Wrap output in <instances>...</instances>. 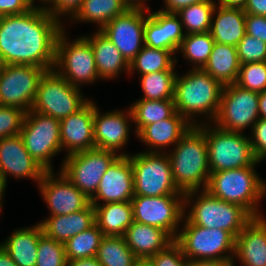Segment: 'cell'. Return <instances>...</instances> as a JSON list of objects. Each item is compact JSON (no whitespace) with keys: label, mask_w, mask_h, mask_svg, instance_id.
Wrapping results in <instances>:
<instances>
[{"label":"cell","mask_w":266,"mask_h":266,"mask_svg":"<svg viewBox=\"0 0 266 266\" xmlns=\"http://www.w3.org/2000/svg\"><path fill=\"white\" fill-rule=\"evenodd\" d=\"M137 135L145 126L173 117L177 111L174 100L138 99L129 107Z\"/></svg>","instance_id":"obj_33"},{"label":"cell","mask_w":266,"mask_h":266,"mask_svg":"<svg viewBox=\"0 0 266 266\" xmlns=\"http://www.w3.org/2000/svg\"><path fill=\"white\" fill-rule=\"evenodd\" d=\"M247 0H218L221 6L233 7V8H243Z\"/></svg>","instance_id":"obj_54"},{"label":"cell","mask_w":266,"mask_h":266,"mask_svg":"<svg viewBox=\"0 0 266 266\" xmlns=\"http://www.w3.org/2000/svg\"><path fill=\"white\" fill-rule=\"evenodd\" d=\"M241 266H266V219L254 217L235 238V254Z\"/></svg>","instance_id":"obj_23"},{"label":"cell","mask_w":266,"mask_h":266,"mask_svg":"<svg viewBox=\"0 0 266 266\" xmlns=\"http://www.w3.org/2000/svg\"><path fill=\"white\" fill-rule=\"evenodd\" d=\"M93 35H83L91 44L98 75L101 80H114L121 72L129 74V63L116 46L99 30Z\"/></svg>","instance_id":"obj_28"},{"label":"cell","mask_w":266,"mask_h":266,"mask_svg":"<svg viewBox=\"0 0 266 266\" xmlns=\"http://www.w3.org/2000/svg\"><path fill=\"white\" fill-rule=\"evenodd\" d=\"M66 33L64 26L56 40L53 69L76 88L95 83L100 77L90 42L82 35L71 41Z\"/></svg>","instance_id":"obj_6"},{"label":"cell","mask_w":266,"mask_h":266,"mask_svg":"<svg viewBox=\"0 0 266 266\" xmlns=\"http://www.w3.org/2000/svg\"><path fill=\"white\" fill-rule=\"evenodd\" d=\"M176 55L166 49H155L143 46L141 51L129 63V74L134 71L145 75L158 71H175Z\"/></svg>","instance_id":"obj_34"},{"label":"cell","mask_w":266,"mask_h":266,"mask_svg":"<svg viewBox=\"0 0 266 266\" xmlns=\"http://www.w3.org/2000/svg\"><path fill=\"white\" fill-rule=\"evenodd\" d=\"M191 127L192 125L177 112L173 117L145 126L136 136L149 147L146 152L165 153V150L172 144L173 148Z\"/></svg>","instance_id":"obj_24"},{"label":"cell","mask_w":266,"mask_h":266,"mask_svg":"<svg viewBox=\"0 0 266 266\" xmlns=\"http://www.w3.org/2000/svg\"><path fill=\"white\" fill-rule=\"evenodd\" d=\"M214 43L210 32L187 34L178 53L181 52L183 58H186L190 65H194L191 68L202 69L210 57Z\"/></svg>","instance_id":"obj_37"},{"label":"cell","mask_w":266,"mask_h":266,"mask_svg":"<svg viewBox=\"0 0 266 266\" xmlns=\"http://www.w3.org/2000/svg\"><path fill=\"white\" fill-rule=\"evenodd\" d=\"M128 156L133 169L134 196L184 195L174 183L166 152L139 151Z\"/></svg>","instance_id":"obj_9"},{"label":"cell","mask_w":266,"mask_h":266,"mask_svg":"<svg viewBox=\"0 0 266 266\" xmlns=\"http://www.w3.org/2000/svg\"><path fill=\"white\" fill-rule=\"evenodd\" d=\"M95 257L102 266H135L138 259L123 236H104Z\"/></svg>","instance_id":"obj_35"},{"label":"cell","mask_w":266,"mask_h":266,"mask_svg":"<svg viewBox=\"0 0 266 266\" xmlns=\"http://www.w3.org/2000/svg\"><path fill=\"white\" fill-rule=\"evenodd\" d=\"M6 187H7V183L3 177V174L0 170V209L2 208L3 204V197L5 196L4 193H5V190H6Z\"/></svg>","instance_id":"obj_57"},{"label":"cell","mask_w":266,"mask_h":266,"mask_svg":"<svg viewBox=\"0 0 266 266\" xmlns=\"http://www.w3.org/2000/svg\"><path fill=\"white\" fill-rule=\"evenodd\" d=\"M95 223V208L92 204L71 214L49 216L40 222L47 237L63 244Z\"/></svg>","instance_id":"obj_26"},{"label":"cell","mask_w":266,"mask_h":266,"mask_svg":"<svg viewBox=\"0 0 266 266\" xmlns=\"http://www.w3.org/2000/svg\"><path fill=\"white\" fill-rule=\"evenodd\" d=\"M93 122L95 148L110 150L118 155H129L126 151L123 153L122 149L128 144L129 129L132 126L130 122H133L130 108L126 111L113 110L103 114L95 103ZM119 150L122 153H119Z\"/></svg>","instance_id":"obj_18"},{"label":"cell","mask_w":266,"mask_h":266,"mask_svg":"<svg viewBox=\"0 0 266 266\" xmlns=\"http://www.w3.org/2000/svg\"><path fill=\"white\" fill-rule=\"evenodd\" d=\"M205 0H164V8L160 9V11L168 12V13H176L181 8L190 6L194 3H198Z\"/></svg>","instance_id":"obj_49"},{"label":"cell","mask_w":266,"mask_h":266,"mask_svg":"<svg viewBox=\"0 0 266 266\" xmlns=\"http://www.w3.org/2000/svg\"><path fill=\"white\" fill-rule=\"evenodd\" d=\"M259 120V93L237 84L224 86L220 108L213 124L234 132H243Z\"/></svg>","instance_id":"obj_13"},{"label":"cell","mask_w":266,"mask_h":266,"mask_svg":"<svg viewBox=\"0 0 266 266\" xmlns=\"http://www.w3.org/2000/svg\"><path fill=\"white\" fill-rule=\"evenodd\" d=\"M166 153L174 183L181 193L206 189L211 172L208 165L205 122L192 126L173 150Z\"/></svg>","instance_id":"obj_3"},{"label":"cell","mask_w":266,"mask_h":266,"mask_svg":"<svg viewBox=\"0 0 266 266\" xmlns=\"http://www.w3.org/2000/svg\"><path fill=\"white\" fill-rule=\"evenodd\" d=\"M43 234L39 222L34 226L13 231L0 246L10 254L18 266H36L38 241Z\"/></svg>","instance_id":"obj_29"},{"label":"cell","mask_w":266,"mask_h":266,"mask_svg":"<svg viewBox=\"0 0 266 266\" xmlns=\"http://www.w3.org/2000/svg\"><path fill=\"white\" fill-rule=\"evenodd\" d=\"M64 23L44 9L0 17V65H31L53 70L56 40Z\"/></svg>","instance_id":"obj_1"},{"label":"cell","mask_w":266,"mask_h":266,"mask_svg":"<svg viewBox=\"0 0 266 266\" xmlns=\"http://www.w3.org/2000/svg\"><path fill=\"white\" fill-rule=\"evenodd\" d=\"M67 266H102L96 257L76 259L67 262Z\"/></svg>","instance_id":"obj_52"},{"label":"cell","mask_w":266,"mask_h":266,"mask_svg":"<svg viewBox=\"0 0 266 266\" xmlns=\"http://www.w3.org/2000/svg\"><path fill=\"white\" fill-rule=\"evenodd\" d=\"M24 116L21 108L0 105V139L20 134Z\"/></svg>","instance_id":"obj_43"},{"label":"cell","mask_w":266,"mask_h":266,"mask_svg":"<svg viewBox=\"0 0 266 266\" xmlns=\"http://www.w3.org/2000/svg\"><path fill=\"white\" fill-rule=\"evenodd\" d=\"M123 237L138 259H148L174 242V239L161 228L135 221L127 228Z\"/></svg>","instance_id":"obj_25"},{"label":"cell","mask_w":266,"mask_h":266,"mask_svg":"<svg viewBox=\"0 0 266 266\" xmlns=\"http://www.w3.org/2000/svg\"><path fill=\"white\" fill-rule=\"evenodd\" d=\"M103 237V232L95 223L87 230L70 238L64 244L67 262L76 259L95 257Z\"/></svg>","instance_id":"obj_38"},{"label":"cell","mask_w":266,"mask_h":266,"mask_svg":"<svg viewBox=\"0 0 266 266\" xmlns=\"http://www.w3.org/2000/svg\"><path fill=\"white\" fill-rule=\"evenodd\" d=\"M216 0H205L181 8L176 14L179 16L184 33H205L210 31L211 19Z\"/></svg>","instance_id":"obj_36"},{"label":"cell","mask_w":266,"mask_h":266,"mask_svg":"<svg viewBox=\"0 0 266 266\" xmlns=\"http://www.w3.org/2000/svg\"><path fill=\"white\" fill-rule=\"evenodd\" d=\"M56 175L54 171L46 172L38 183L50 216L71 214L91 204L90 199L61 172Z\"/></svg>","instance_id":"obj_17"},{"label":"cell","mask_w":266,"mask_h":266,"mask_svg":"<svg viewBox=\"0 0 266 266\" xmlns=\"http://www.w3.org/2000/svg\"><path fill=\"white\" fill-rule=\"evenodd\" d=\"M176 71H158L140 76L143 97L148 100H173Z\"/></svg>","instance_id":"obj_39"},{"label":"cell","mask_w":266,"mask_h":266,"mask_svg":"<svg viewBox=\"0 0 266 266\" xmlns=\"http://www.w3.org/2000/svg\"><path fill=\"white\" fill-rule=\"evenodd\" d=\"M134 197L133 169L129 156L119 155L108 167L99 183L92 205L130 202ZM100 202V203H99Z\"/></svg>","instance_id":"obj_19"},{"label":"cell","mask_w":266,"mask_h":266,"mask_svg":"<svg viewBox=\"0 0 266 266\" xmlns=\"http://www.w3.org/2000/svg\"><path fill=\"white\" fill-rule=\"evenodd\" d=\"M240 64L266 61V43L251 35H245L236 46Z\"/></svg>","instance_id":"obj_42"},{"label":"cell","mask_w":266,"mask_h":266,"mask_svg":"<svg viewBox=\"0 0 266 266\" xmlns=\"http://www.w3.org/2000/svg\"><path fill=\"white\" fill-rule=\"evenodd\" d=\"M243 10L247 14L266 16V0H247Z\"/></svg>","instance_id":"obj_50"},{"label":"cell","mask_w":266,"mask_h":266,"mask_svg":"<svg viewBox=\"0 0 266 266\" xmlns=\"http://www.w3.org/2000/svg\"><path fill=\"white\" fill-rule=\"evenodd\" d=\"M236 262L228 260H194L189 266H235Z\"/></svg>","instance_id":"obj_51"},{"label":"cell","mask_w":266,"mask_h":266,"mask_svg":"<svg viewBox=\"0 0 266 266\" xmlns=\"http://www.w3.org/2000/svg\"><path fill=\"white\" fill-rule=\"evenodd\" d=\"M129 7L123 0H83L71 21L95 23L101 30L109 21L124 14Z\"/></svg>","instance_id":"obj_32"},{"label":"cell","mask_w":266,"mask_h":266,"mask_svg":"<svg viewBox=\"0 0 266 266\" xmlns=\"http://www.w3.org/2000/svg\"><path fill=\"white\" fill-rule=\"evenodd\" d=\"M245 15L243 8L224 7L217 3L209 31L215 43L236 47L246 35Z\"/></svg>","instance_id":"obj_27"},{"label":"cell","mask_w":266,"mask_h":266,"mask_svg":"<svg viewBox=\"0 0 266 266\" xmlns=\"http://www.w3.org/2000/svg\"><path fill=\"white\" fill-rule=\"evenodd\" d=\"M246 34L266 43V16L245 15Z\"/></svg>","instance_id":"obj_47"},{"label":"cell","mask_w":266,"mask_h":266,"mask_svg":"<svg viewBox=\"0 0 266 266\" xmlns=\"http://www.w3.org/2000/svg\"><path fill=\"white\" fill-rule=\"evenodd\" d=\"M31 8L30 0H0V17L22 14Z\"/></svg>","instance_id":"obj_48"},{"label":"cell","mask_w":266,"mask_h":266,"mask_svg":"<svg viewBox=\"0 0 266 266\" xmlns=\"http://www.w3.org/2000/svg\"><path fill=\"white\" fill-rule=\"evenodd\" d=\"M258 163L211 173L205 190L218 199L242 206L253 217L263 216L258 205L266 196V183L256 172Z\"/></svg>","instance_id":"obj_5"},{"label":"cell","mask_w":266,"mask_h":266,"mask_svg":"<svg viewBox=\"0 0 266 266\" xmlns=\"http://www.w3.org/2000/svg\"><path fill=\"white\" fill-rule=\"evenodd\" d=\"M48 71L31 65H0V105L14 106L29 112L41 77Z\"/></svg>","instance_id":"obj_14"},{"label":"cell","mask_w":266,"mask_h":266,"mask_svg":"<svg viewBox=\"0 0 266 266\" xmlns=\"http://www.w3.org/2000/svg\"><path fill=\"white\" fill-rule=\"evenodd\" d=\"M119 155L110 150L90 149L65 156L60 172L91 199L102 176Z\"/></svg>","instance_id":"obj_12"},{"label":"cell","mask_w":266,"mask_h":266,"mask_svg":"<svg viewBox=\"0 0 266 266\" xmlns=\"http://www.w3.org/2000/svg\"><path fill=\"white\" fill-rule=\"evenodd\" d=\"M0 266H18L11 258L10 254L0 246Z\"/></svg>","instance_id":"obj_53"},{"label":"cell","mask_w":266,"mask_h":266,"mask_svg":"<svg viewBox=\"0 0 266 266\" xmlns=\"http://www.w3.org/2000/svg\"><path fill=\"white\" fill-rule=\"evenodd\" d=\"M235 84L261 93L266 90V61L241 64Z\"/></svg>","instance_id":"obj_40"},{"label":"cell","mask_w":266,"mask_h":266,"mask_svg":"<svg viewBox=\"0 0 266 266\" xmlns=\"http://www.w3.org/2000/svg\"><path fill=\"white\" fill-rule=\"evenodd\" d=\"M184 217L193 225L225 230L234 238L254 218L242 206L218 199L205 189L184 194Z\"/></svg>","instance_id":"obj_4"},{"label":"cell","mask_w":266,"mask_h":266,"mask_svg":"<svg viewBox=\"0 0 266 266\" xmlns=\"http://www.w3.org/2000/svg\"><path fill=\"white\" fill-rule=\"evenodd\" d=\"M95 102L89 100L76 113L60 120V140L66 156L94 149Z\"/></svg>","instance_id":"obj_21"},{"label":"cell","mask_w":266,"mask_h":266,"mask_svg":"<svg viewBox=\"0 0 266 266\" xmlns=\"http://www.w3.org/2000/svg\"><path fill=\"white\" fill-rule=\"evenodd\" d=\"M223 88L203 69L192 68L184 75L177 73L173 98L176 111L192 126L202 124L196 116H204L206 121L209 118L208 123H213L218 115Z\"/></svg>","instance_id":"obj_2"},{"label":"cell","mask_w":266,"mask_h":266,"mask_svg":"<svg viewBox=\"0 0 266 266\" xmlns=\"http://www.w3.org/2000/svg\"><path fill=\"white\" fill-rule=\"evenodd\" d=\"M259 118L266 119V90L259 93Z\"/></svg>","instance_id":"obj_55"},{"label":"cell","mask_w":266,"mask_h":266,"mask_svg":"<svg viewBox=\"0 0 266 266\" xmlns=\"http://www.w3.org/2000/svg\"><path fill=\"white\" fill-rule=\"evenodd\" d=\"M131 204L135 222L161 228L175 240L184 218V195L134 196Z\"/></svg>","instance_id":"obj_15"},{"label":"cell","mask_w":266,"mask_h":266,"mask_svg":"<svg viewBox=\"0 0 266 266\" xmlns=\"http://www.w3.org/2000/svg\"><path fill=\"white\" fill-rule=\"evenodd\" d=\"M147 10V8H129L100 30L116 46L128 63L144 46Z\"/></svg>","instance_id":"obj_16"},{"label":"cell","mask_w":266,"mask_h":266,"mask_svg":"<svg viewBox=\"0 0 266 266\" xmlns=\"http://www.w3.org/2000/svg\"><path fill=\"white\" fill-rule=\"evenodd\" d=\"M36 266H67L64 244L43 234L38 241Z\"/></svg>","instance_id":"obj_41"},{"label":"cell","mask_w":266,"mask_h":266,"mask_svg":"<svg viewBox=\"0 0 266 266\" xmlns=\"http://www.w3.org/2000/svg\"><path fill=\"white\" fill-rule=\"evenodd\" d=\"M149 259L155 266H189V261L175 241Z\"/></svg>","instance_id":"obj_44"},{"label":"cell","mask_w":266,"mask_h":266,"mask_svg":"<svg viewBox=\"0 0 266 266\" xmlns=\"http://www.w3.org/2000/svg\"><path fill=\"white\" fill-rule=\"evenodd\" d=\"M206 139L211 173L252 166L257 161L249 136L243 132L226 131L206 122Z\"/></svg>","instance_id":"obj_8"},{"label":"cell","mask_w":266,"mask_h":266,"mask_svg":"<svg viewBox=\"0 0 266 266\" xmlns=\"http://www.w3.org/2000/svg\"><path fill=\"white\" fill-rule=\"evenodd\" d=\"M240 65L235 46L214 43L210 57L202 69L226 86L236 82Z\"/></svg>","instance_id":"obj_30"},{"label":"cell","mask_w":266,"mask_h":266,"mask_svg":"<svg viewBox=\"0 0 266 266\" xmlns=\"http://www.w3.org/2000/svg\"><path fill=\"white\" fill-rule=\"evenodd\" d=\"M93 206L96 224L104 236H124L127 228L134 222L131 201Z\"/></svg>","instance_id":"obj_31"},{"label":"cell","mask_w":266,"mask_h":266,"mask_svg":"<svg viewBox=\"0 0 266 266\" xmlns=\"http://www.w3.org/2000/svg\"><path fill=\"white\" fill-rule=\"evenodd\" d=\"M0 170L6 183L14 176L33 179L37 185L47 172L26 150L20 134L0 139Z\"/></svg>","instance_id":"obj_20"},{"label":"cell","mask_w":266,"mask_h":266,"mask_svg":"<svg viewBox=\"0 0 266 266\" xmlns=\"http://www.w3.org/2000/svg\"><path fill=\"white\" fill-rule=\"evenodd\" d=\"M145 1L147 0H123V2L129 7V8H147L150 9L148 5H146ZM146 5V7H145Z\"/></svg>","instance_id":"obj_56"},{"label":"cell","mask_w":266,"mask_h":266,"mask_svg":"<svg viewBox=\"0 0 266 266\" xmlns=\"http://www.w3.org/2000/svg\"><path fill=\"white\" fill-rule=\"evenodd\" d=\"M89 100L83 97L81 89L68 83L53 69L41 77L31 110L62 120L76 113Z\"/></svg>","instance_id":"obj_10"},{"label":"cell","mask_w":266,"mask_h":266,"mask_svg":"<svg viewBox=\"0 0 266 266\" xmlns=\"http://www.w3.org/2000/svg\"><path fill=\"white\" fill-rule=\"evenodd\" d=\"M175 242L181 247L188 261H234L235 238L227 231L193 225L185 217Z\"/></svg>","instance_id":"obj_7"},{"label":"cell","mask_w":266,"mask_h":266,"mask_svg":"<svg viewBox=\"0 0 266 266\" xmlns=\"http://www.w3.org/2000/svg\"><path fill=\"white\" fill-rule=\"evenodd\" d=\"M38 1H41V3L39 4H42V5H35L34 2H36V0H30V3H31V6L32 8H40V9H44L46 10L52 3L54 0H38Z\"/></svg>","instance_id":"obj_58"},{"label":"cell","mask_w":266,"mask_h":266,"mask_svg":"<svg viewBox=\"0 0 266 266\" xmlns=\"http://www.w3.org/2000/svg\"><path fill=\"white\" fill-rule=\"evenodd\" d=\"M179 16L160 10H147L144 27V45L155 49H166L174 54L185 37Z\"/></svg>","instance_id":"obj_22"},{"label":"cell","mask_w":266,"mask_h":266,"mask_svg":"<svg viewBox=\"0 0 266 266\" xmlns=\"http://www.w3.org/2000/svg\"><path fill=\"white\" fill-rule=\"evenodd\" d=\"M135 266H155L153 262L148 259H137Z\"/></svg>","instance_id":"obj_59"},{"label":"cell","mask_w":266,"mask_h":266,"mask_svg":"<svg viewBox=\"0 0 266 266\" xmlns=\"http://www.w3.org/2000/svg\"><path fill=\"white\" fill-rule=\"evenodd\" d=\"M83 0H54L46 9L54 18L62 23V17H72L80 8Z\"/></svg>","instance_id":"obj_46"},{"label":"cell","mask_w":266,"mask_h":266,"mask_svg":"<svg viewBox=\"0 0 266 266\" xmlns=\"http://www.w3.org/2000/svg\"><path fill=\"white\" fill-rule=\"evenodd\" d=\"M250 130L253 155L257 161L263 162L266 160V119L259 118Z\"/></svg>","instance_id":"obj_45"},{"label":"cell","mask_w":266,"mask_h":266,"mask_svg":"<svg viewBox=\"0 0 266 266\" xmlns=\"http://www.w3.org/2000/svg\"><path fill=\"white\" fill-rule=\"evenodd\" d=\"M20 135L32 158L47 172L54 171L52 158L62 151L60 120L30 110L25 112Z\"/></svg>","instance_id":"obj_11"}]
</instances>
